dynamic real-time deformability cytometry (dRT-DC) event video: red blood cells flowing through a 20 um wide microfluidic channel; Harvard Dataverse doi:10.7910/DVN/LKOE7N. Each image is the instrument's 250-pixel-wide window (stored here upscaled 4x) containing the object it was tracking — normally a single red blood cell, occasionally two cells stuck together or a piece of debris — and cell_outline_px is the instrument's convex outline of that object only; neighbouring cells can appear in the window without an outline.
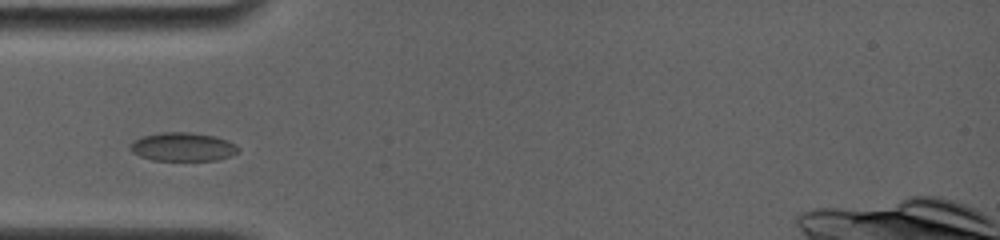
{"species": "common noctule bat (a hibernating species)", "species_latin": "Nyctalus noctula", "temperature_condition": "room temperature", "stored_images_in_passage": 7, "camera_frame_rate_fps": 4000, "um_per_image_px": 0.085, "animal": {"sex": "female", "body_mass_g": 19.0, "forearm_length_mm": 56.7}, "frame": {"image": 1, "passage_image": 2, "time_ms": 1.25, "image_size_px": [1000, 240], "cell_outline_px": [[240, 148], [232, 156], [216, 160], [152, 160], [140, 156], [132, 152], [132, 144], [140, 136], [160, 132], [192, 132], [216, 136], [228, 140], [236, 144]], "centroid_in_image_um": [15.58, 12.47], "position_along_channel_um": 69.4, "area_um2": 18.03}}
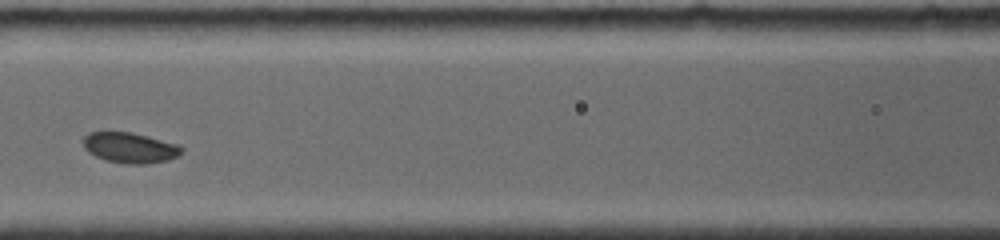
{"frame": {"image": 2, "passage_image": 4, "time_ms": 3.5, "image_size_px": [1000, 240], "cell_outline_px": [[184, 152], [180, 156], [168, 160], [148, 164], [128, 164], [104, 160], [88, 152], [84, 148], [84, 136], [88, 132], [132, 132], [148, 136], [176, 144], [184, 148]], "centroid_in_image_um": [11.08, 12.56], "position_along_channel_um": 155.5, "area_um2": 17.63}}
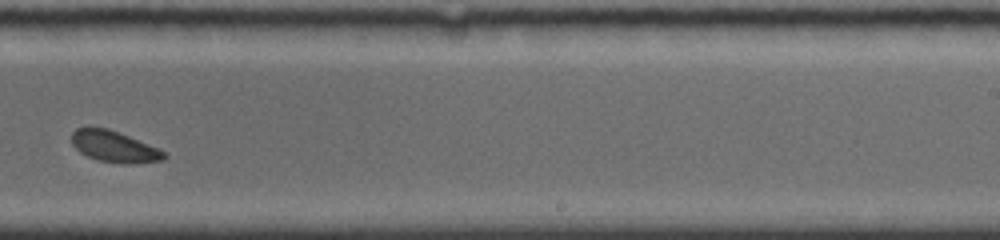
{"frame": {"image": 3, "passage_image": 7, "time_ms": 6.75, "image_size_px": [1000, 240], "cell_outline_px": [[168, 156], [164, 160], [128, 164], [120, 164], [96, 160], [80, 152], [72, 144], [72, 132], [76, 128], [108, 128], [160, 148], [168, 152]], "centroid_in_image_um": [9.77, 12.48], "position_along_channel_um": 279.2, "area_um2": 16.99}}